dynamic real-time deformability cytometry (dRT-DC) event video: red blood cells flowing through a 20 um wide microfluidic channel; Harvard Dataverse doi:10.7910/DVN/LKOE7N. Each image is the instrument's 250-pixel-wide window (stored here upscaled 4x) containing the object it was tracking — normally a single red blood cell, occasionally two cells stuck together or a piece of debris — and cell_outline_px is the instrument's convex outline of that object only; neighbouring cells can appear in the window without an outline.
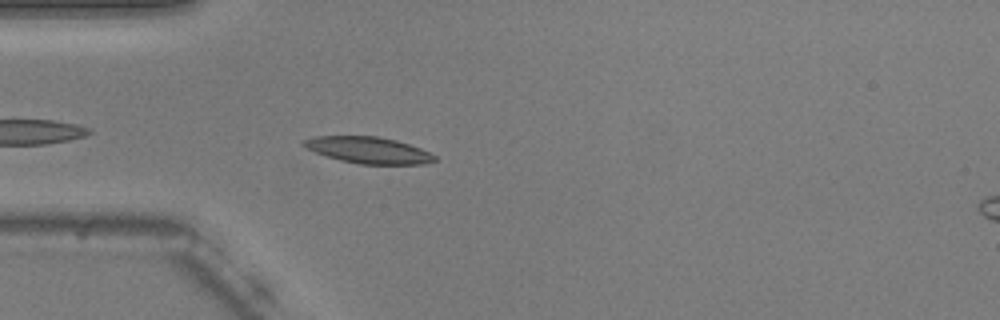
{"species": "common noctule bat (a hibernating species)", "species_latin": "Nyctalus noctula", "temperature_condition": "warm", "stored_images_in_passage": 35, "camera_frame_rate_fps": 3000, "um_per_image_px": 0.085, "animal": {"sex": "male", "body_mass_g": 20.5, "forearm_length_mm": 52.5}, "frame": {"image": 1, "passage_image": 3, "time_ms": 0.667, "image_size_px": [1000, 320], "cell_outline_px": [[436, 160], [424, 164], [360, 164], [340, 160], [324, 156], [304, 148], [300, 144], [300, 140], [312, 136], [376, 136], [396, 140], [420, 148], [436, 156]], "centroid_in_image_um": [31.22, 12.75], "position_along_channel_um": 53.8, "area_um2": 20.4}}
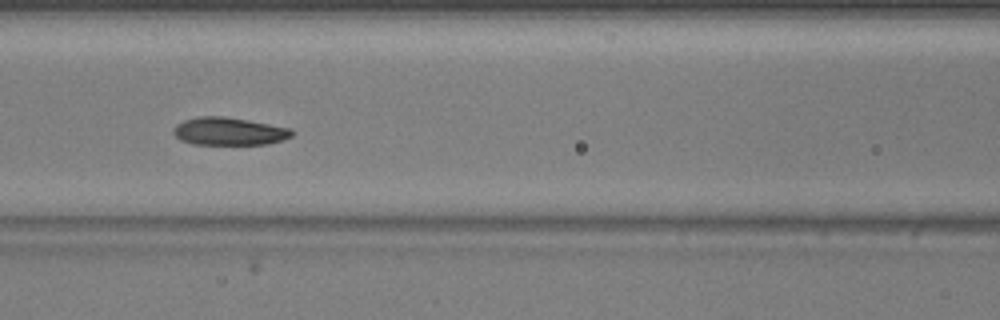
{"frame": {"image": 2, "passage_image": 11, "time_ms": 3.333, "image_size_px": [1000, 320], "cell_outline_px": [[292, 136], [284, 140], [268, 144], [192, 144], [180, 140], [172, 132], [172, 128], [176, 124], [184, 120], [200, 116], [224, 116], [292, 128]], "centroid_in_image_um": [19.45, 11.16], "position_along_channel_um": 147.1, "area_um2": 19.25}}
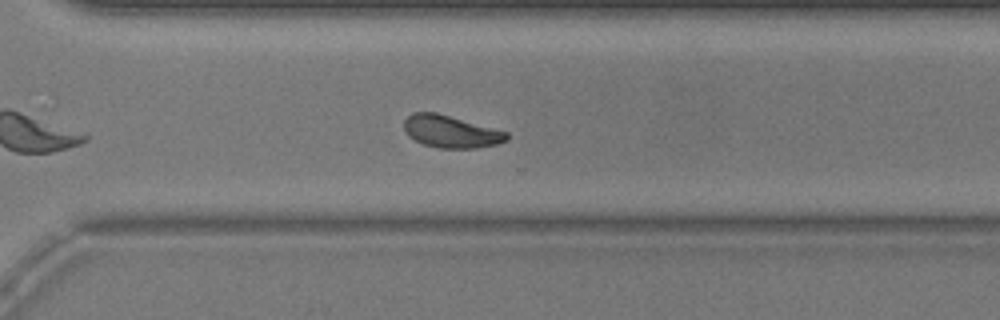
{"frame": {"image": 3, "passage_image": 26, "time_ms": 8.333, "image_size_px": [1000, 320], "cell_outline_px": [[508, 140], [496, 144], [476, 148], [440, 148], [424, 144], [408, 136], [404, 132], [404, 120], [412, 112], [436, 112], [508, 132]], "centroid_in_image_um": [38.3, 11.18], "position_along_channel_um": 332.3, "area_um2": 19.25}, "authors_computed_cell_mechanics": {"area_um2": 19.5364, "velocity_mm_per_s": 3.7121, "shape_relaxation_time_tau1_ms": 4.1918, "shape_relaxation_time_tau2_ms": 1.2673, "deformation_change_tau1": 0.1604, "deformation_change_tau2": 0.0713}}